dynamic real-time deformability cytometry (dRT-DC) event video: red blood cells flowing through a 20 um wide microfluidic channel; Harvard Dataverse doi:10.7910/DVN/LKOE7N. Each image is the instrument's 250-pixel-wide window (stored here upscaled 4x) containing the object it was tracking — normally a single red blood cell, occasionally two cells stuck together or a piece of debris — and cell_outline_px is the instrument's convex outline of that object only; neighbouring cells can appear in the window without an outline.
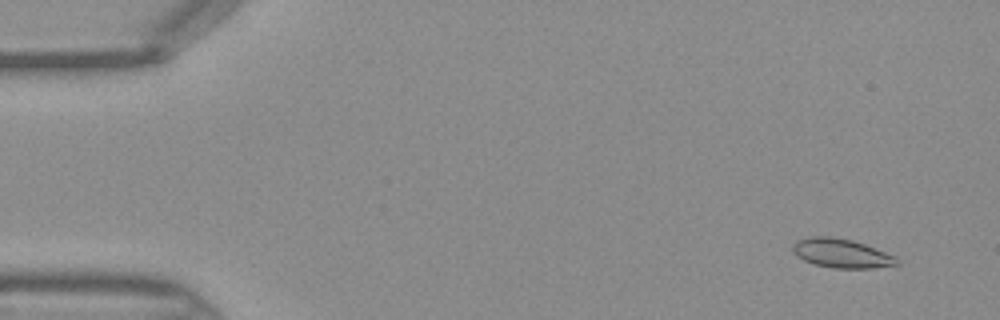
{"species": "Egyptian fruit bat (a non-hibernating species)", "species_latin": "Rousettus aegyptiacus", "temperature_condition": "warm", "stored_images_in_passage": 44, "camera_frame_rate_fps": 3000, "um_per_image_px": 0.085, "frame": {"image": 1, "passage_image": 2, "time_ms": 0.333, "image_size_px": [1000, 320], "cell_outline_px": [[900, 264], [872, 268], [832, 268], [816, 264], [804, 260], [796, 256], [792, 252], [792, 244], [796, 240], [808, 236], [832, 236], [852, 240], [864, 244], [896, 256], [900, 260]], "centroid_in_image_um": [71.5, 21.52], "position_along_channel_um": 13.5, "area_um2": 17.8}}
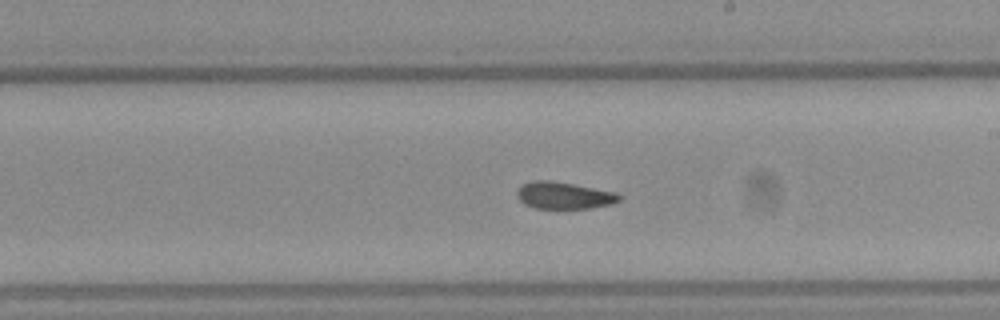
{"frame": {"image": 2, "passage_image": 25, "time_ms": 8.0, "image_size_px": [1000, 320], "cell_outline_px": [[624, 196], [620, 200], [612, 204], [588, 208], [532, 208], [524, 204], [516, 196], [516, 188], [520, 184], [532, 180], [548, 180], [572, 184], [616, 192]], "centroid_in_image_um": [47.89, 16.61], "position_along_channel_um": 241.1, "area_um2": 16.24}}
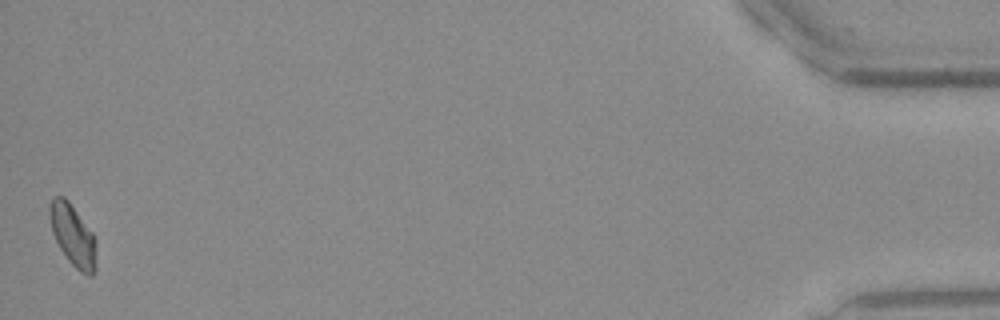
{"frame": {"image": 3, "passage_image": 44, "time_ms": 14.333, "image_size_px": [1000, 320], "cell_outline_px": [[96, 272], [92, 276], [88, 276], [80, 272], [68, 260], [60, 248], [52, 232], [48, 216], [48, 208], [52, 200], [56, 196], [64, 196], [68, 200], [92, 232], [96, 264]], "centroid_in_image_um": [6.17, 20.01], "position_along_channel_um": 429.0, "area_um2": 16.53}}